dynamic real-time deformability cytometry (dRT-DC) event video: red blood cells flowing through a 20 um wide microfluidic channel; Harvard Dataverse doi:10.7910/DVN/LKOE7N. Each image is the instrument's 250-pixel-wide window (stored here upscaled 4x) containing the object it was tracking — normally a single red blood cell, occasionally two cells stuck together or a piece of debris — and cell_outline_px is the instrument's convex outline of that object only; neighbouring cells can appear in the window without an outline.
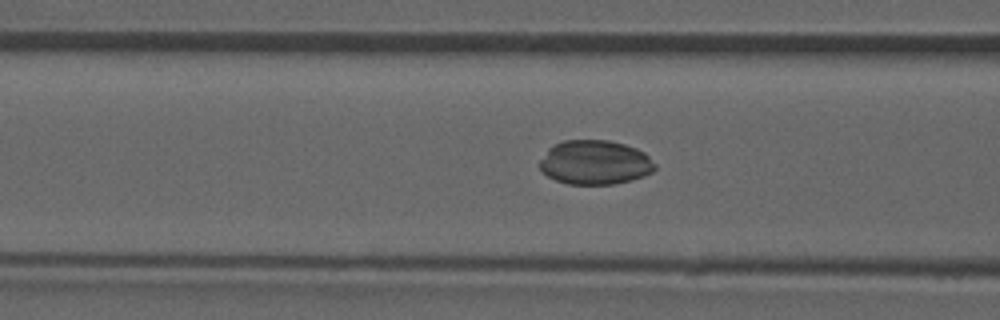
{"species": "common noctule bat (a hibernating species)", "species_latin": "Nyctalus noctula", "temperature_condition": "room temperature", "stored_images_in_passage": 51, "camera_frame_rate_fps": 3000, "um_per_image_px": 0.085, "animal": {"sex": "male", "forearm_length_mm": 52.5}, "frame": {"image": 1, "passage_image": 20, "time_ms": 6.333, "image_size_px": [1000, 320], "cell_outline_px": [[656, 168], [652, 172], [644, 176], [632, 180], [612, 184], [568, 184], [556, 180], [548, 176], [540, 168], [540, 160], [548, 148], [564, 140], [608, 140], [624, 144], [636, 148], [644, 152], [656, 164]], "centroid_in_image_um": [50.59, 13.8], "position_along_channel_um": 116.0, "area_um2": 29.71}}
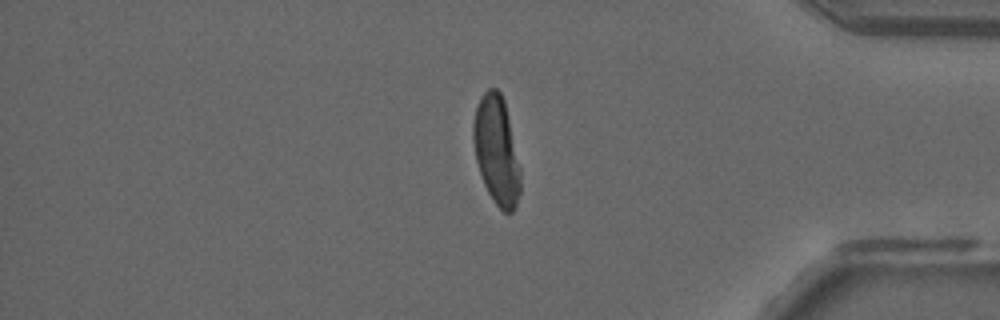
{"frame": {"image": 2, "passage_image": 43, "time_ms": 14.0, "image_size_px": [1000, 320], "cell_outline_px": [[520, 192], [516, 204], [512, 212], [504, 212], [496, 204], [488, 192], [484, 184], [476, 160], [472, 140], [472, 124], [476, 108], [480, 96], [488, 88], [496, 88], [500, 92], [504, 100], [520, 168]], "centroid_in_image_um": [42.18, 12.76], "position_along_channel_um": 393.0, "area_um2": 29.59}}
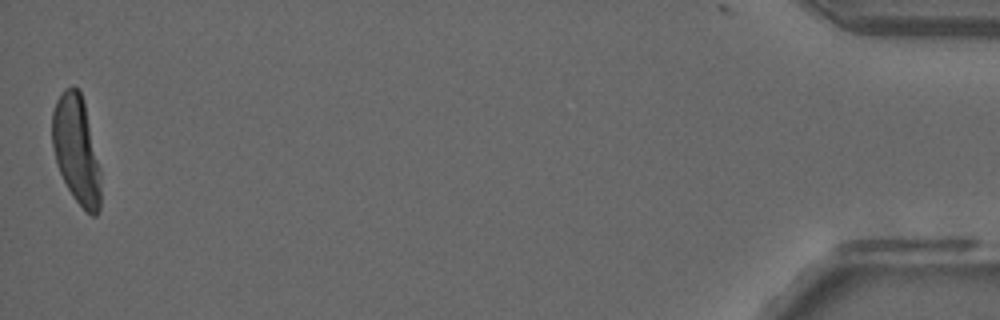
{"frame": {"image": 3, "passage_image": 51, "time_ms": 16.667, "image_size_px": [1000, 320], "cell_outline_px": [[100, 208], [96, 216], [92, 216], [72, 196], [56, 164], [52, 144], [52, 112], [56, 100], [60, 92], [64, 88], [72, 84], [80, 92], [84, 104], [100, 168]], "centroid_in_image_um": [6.47, 12.7], "position_along_channel_um": 428.7, "area_um2": 30.35}, "authors_computed_cell_mechanics": {"area_um2": 29.7092, "velocity_mm_per_s": 3.9619, "shape_relaxation_time_tau1_ms": 2.9242, "shape_relaxation_time_tau2_ms": 2.1006, "deformation_change_tau1": 0.0468, "deformation_change_tau2": 0.0471}}